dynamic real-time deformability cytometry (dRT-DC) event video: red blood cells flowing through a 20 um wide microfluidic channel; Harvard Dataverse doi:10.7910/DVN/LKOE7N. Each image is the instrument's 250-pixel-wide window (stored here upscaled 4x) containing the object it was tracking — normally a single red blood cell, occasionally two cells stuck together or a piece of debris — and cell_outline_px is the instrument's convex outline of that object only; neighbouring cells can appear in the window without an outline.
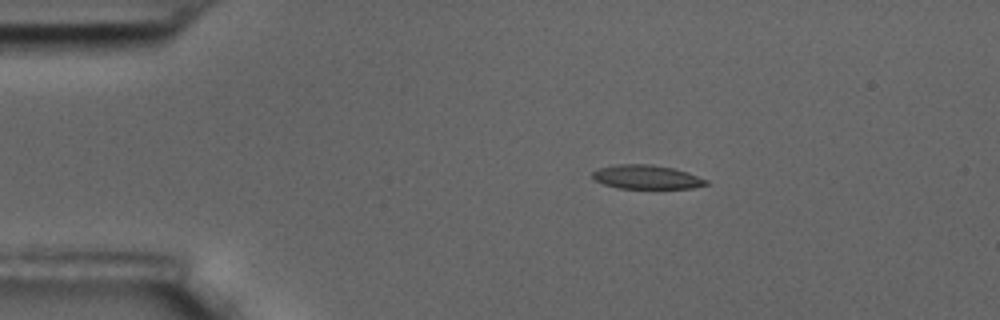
{"species": "common noctule bat (a hibernating species)", "species_latin": "Nyctalus noctula", "temperature_condition": "room temperature", "stored_images_in_passage": 49, "camera_frame_rate_fps": 3000, "um_per_image_px": 0.085, "animal": {"sex": "male", "body_mass_g": 17.5, "forearm_length_mm": 52.3}, "frame": {"image": 1, "passage_image": 1, "time_ms": 0.0, "image_size_px": [1000, 320], "cell_outline_px": [[708, 184], [692, 188], [616, 188], [604, 184], [596, 180], [592, 176], [592, 172], [596, 168], [616, 164], [652, 164], [672, 168], [688, 172], [708, 180]], "centroid_in_image_um": [54.94, 15.04], "position_along_channel_um": 30.1, "area_um2": 15.9}}
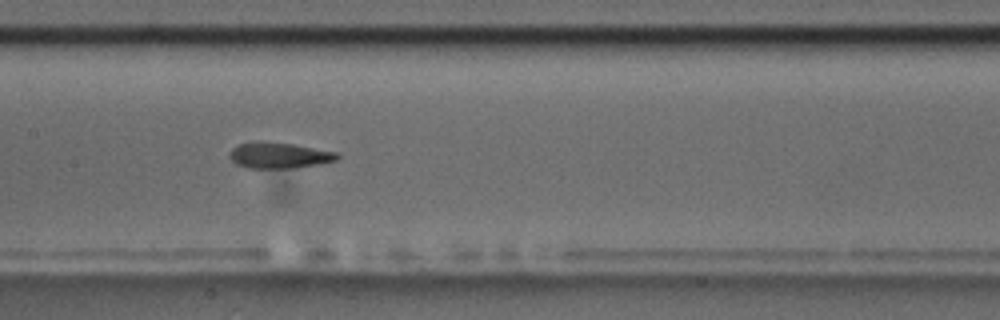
{"frame": {"image": 2, "passage_image": 19, "time_ms": 6.0, "image_size_px": [1000, 320], "cell_outline_px": [[340, 156], [336, 160], [320, 164], [288, 168], [248, 168], [236, 164], [228, 156], [232, 148], [240, 144], [264, 140], [292, 144], [340, 152]], "centroid_in_image_um": [23.74, 13.19], "position_along_channel_um": 183.7, "area_um2": 16.36}}
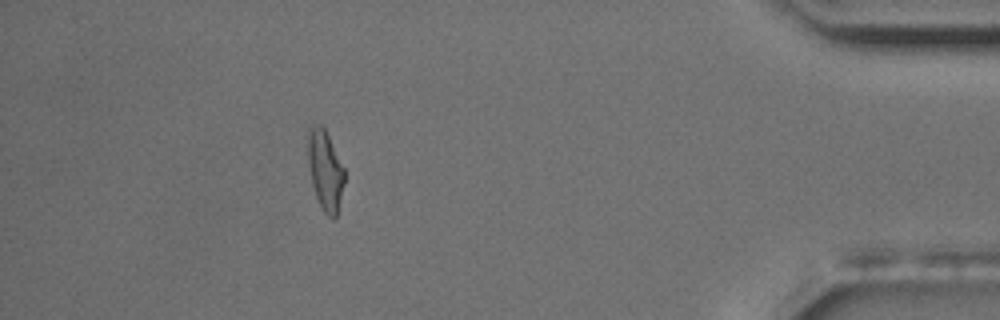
{"frame": {"image": 3, "passage_image": 43, "time_ms": 14.0, "image_size_px": [1000, 320], "cell_outline_px": [[344, 184], [336, 220], [332, 220], [324, 212], [316, 196], [312, 184], [304, 136], [308, 124], [320, 124], [324, 128], [344, 168]], "centroid_in_image_um": [27.59, 14.41], "position_along_channel_um": 407.6, "area_um2": 17.51}, "authors_computed_cell_mechanics": {"area_um2": 16.5308, "velocity_mm_per_s": 3.4348, "shape_relaxation_time_tau1_ms": null, "shape_relaxation_time_tau2_ms": 2.9434, "deformation_change_tau1": null, "deformation_change_tau2": 0.1067}}